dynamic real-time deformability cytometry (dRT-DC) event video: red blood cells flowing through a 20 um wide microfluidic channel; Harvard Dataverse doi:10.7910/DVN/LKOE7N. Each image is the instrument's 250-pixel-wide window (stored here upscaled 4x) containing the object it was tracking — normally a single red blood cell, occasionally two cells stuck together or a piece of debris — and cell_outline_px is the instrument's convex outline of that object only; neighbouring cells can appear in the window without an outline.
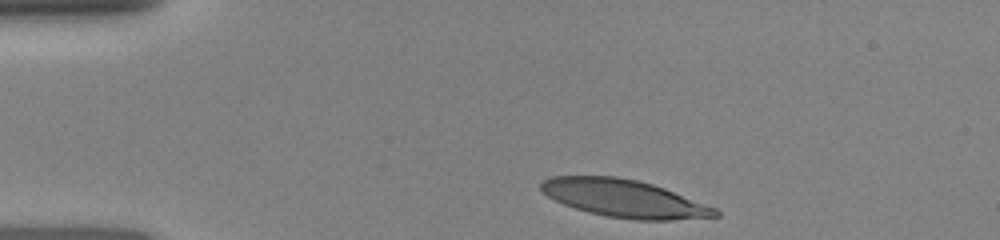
{"species": "human", "species_latin": "Homo sapiens", "temperature_condition": "room temperature", "stored_images_in_passage": 6, "camera_frame_rate_fps": 3000, "um_per_image_px": 0.085, "donor": {"sex": "female"}, "frame": {"image": 1, "passage_image": 1, "time_ms": 0.0, "image_size_px": [1000, 240], "cell_outline_px": [[720, 216], [672, 220], [636, 220], [608, 216], [588, 212], [564, 204], [548, 196], [540, 188], [540, 184], [544, 180], [552, 176], [616, 176], [636, 180], [652, 184], [664, 188], [716, 208], [720, 212]], "centroid_in_image_um": [53.07, 16.87], "position_along_channel_um": 31.9, "area_um2": 37.86}}
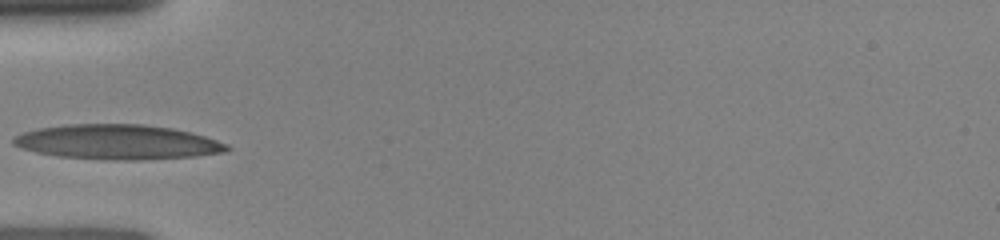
{"frame": {"image": 2, "passage_image": 5, "time_ms": 2.333, "image_size_px": [1000, 240], "cell_outline_px": [[232, 148], [224, 152], [196, 156], [140, 160], [112, 160], [56, 156], [36, 152], [20, 148], [12, 144], [12, 140], [16, 136], [24, 132], [36, 128], [64, 124], [140, 124], [172, 128], [192, 132], [228, 144]], "centroid_in_image_um": [9.97, 12.07], "position_along_channel_um": 75.0, "area_um2": 43.47}}